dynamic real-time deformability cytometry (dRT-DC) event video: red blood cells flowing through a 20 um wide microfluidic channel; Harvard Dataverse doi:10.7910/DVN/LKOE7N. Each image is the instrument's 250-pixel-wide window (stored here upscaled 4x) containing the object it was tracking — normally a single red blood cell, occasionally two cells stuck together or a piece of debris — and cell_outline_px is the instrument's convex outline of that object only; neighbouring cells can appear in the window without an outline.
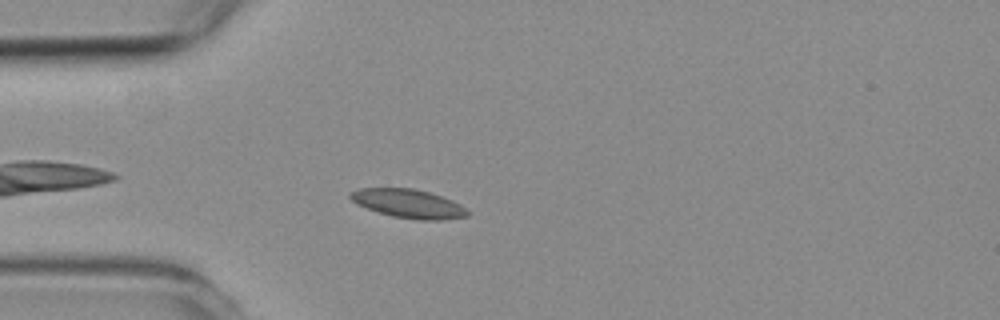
{"species": "common noctule bat (a hibernating species)", "species_latin": "Nyctalus noctula", "temperature_condition": "room temperature", "stored_images_in_passage": 2, "camera_frame_rate_fps": 3000, "um_per_image_px": 0.085, "animal": {"sex": "female", "body_mass_g": 19.3, "forearm_length_mm": 54.1}, "frame": {"image": 1, "passage_image": 1, "time_ms": 0.0, "image_size_px": [1000, 320], "cell_outline_px": [[472, 212], [468, 216], [444, 220], [416, 220], [392, 216], [356, 204], [348, 196], [348, 192], [360, 188], [412, 188], [432, 192], [452, 200], [460, 204]], "centroid_in_image_um": [34.75, 17.3], "position_along_channel_um": 50.2, "area_um2": 19.88}}